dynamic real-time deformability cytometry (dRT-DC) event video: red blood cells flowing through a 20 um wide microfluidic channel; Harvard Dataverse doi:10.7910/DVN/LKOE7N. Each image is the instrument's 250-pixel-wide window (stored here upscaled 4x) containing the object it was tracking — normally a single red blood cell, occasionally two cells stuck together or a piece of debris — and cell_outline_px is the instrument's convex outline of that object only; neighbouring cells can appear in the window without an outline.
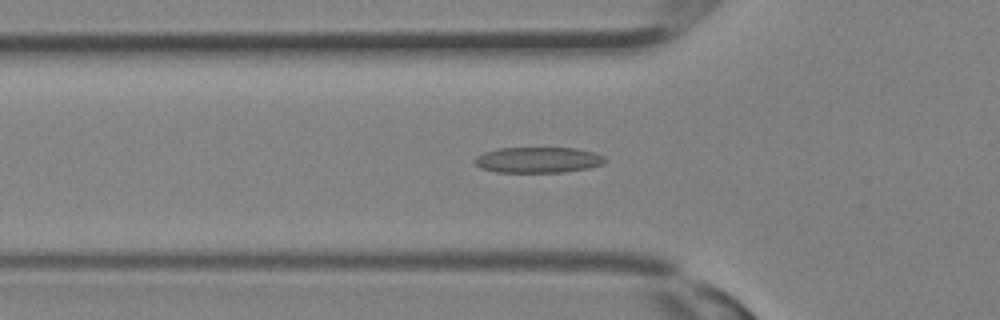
{"species": "Egyptian fruit bat (a non-hibernating species)", "species_latin": "Rousettus aegyptiacus", "temperature_condition": "room temperature", "stored_images_in_passage": 26, "camera_frame_rate_fps": 3000, "um_per_image_px": 0.085, "animal": {"sex": "female"}, "frame": {"image": 1, "passage_image": 5, "time_ms": 1.333, "image_size_px": [1000, 320], "cell_outline_px": [[608, 160], [604, 164], [588, 168], [564, 172], [496, 172], [480, 168], [472, 160], [476, 156], [484, 152], [500, 148], [576, 148], [596, 152], [604, 156]], "centroid_in_image_um": [45.76, 13.59], "position_along_channel_um": 80.0, "area_um2": 19.77}}
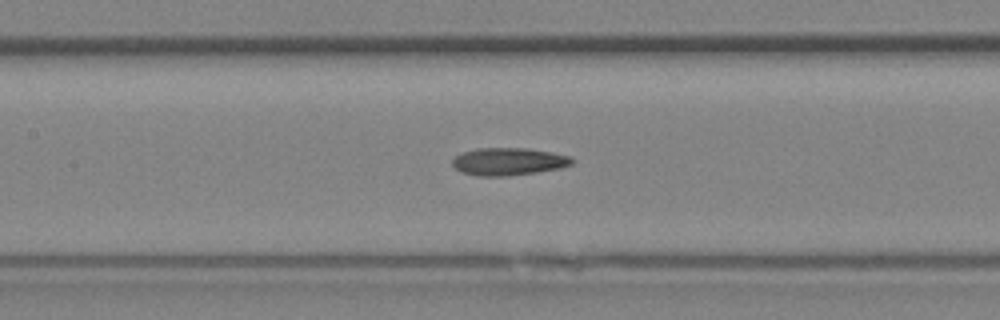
{"frame": {"image": 2, "passage_image": 9, "time_ms": 2.667, "image_size_px": [1000, 320], "cell_outline_px": [[576, 160], [572, 164], [560, 168], [536, 172], [508, 176], [480, 176], [460, 172], [452, 164], [452, 160], [456, 156], [464, 152], [476, 148], [528, 148], [552, 152], [572, 156]], "centroid_in_image_um": [43.26, 13.73], "position_along_channel_um": 164.1, "area_um2": 19.31}}
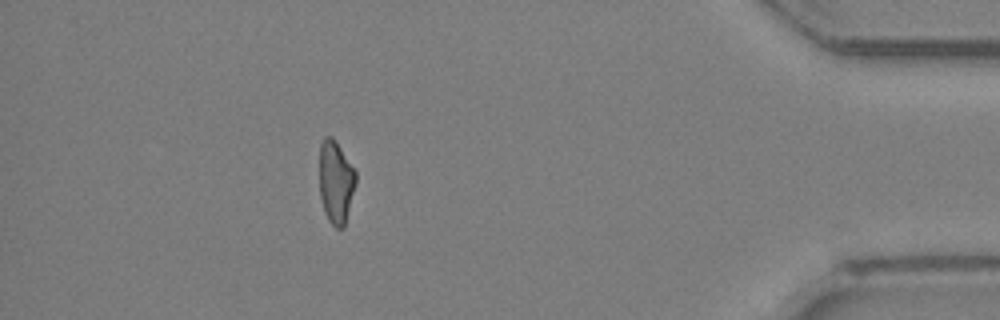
{"frame": {"image": 3, "passage_image": 23, "time_ms": 7.333, "image_size_px": [1000, 320], "cell_outline_px": [[356, 184], [344, 228], [336, 228], [328, 220], [324, 212], [320, 196], [320, 144], [324, 136], [332, 136], [356, 172]], "centroid_in_image_um": [28.54, 15.49], "position_along_channel_um": 406.7, "area_um2": 17.51}}